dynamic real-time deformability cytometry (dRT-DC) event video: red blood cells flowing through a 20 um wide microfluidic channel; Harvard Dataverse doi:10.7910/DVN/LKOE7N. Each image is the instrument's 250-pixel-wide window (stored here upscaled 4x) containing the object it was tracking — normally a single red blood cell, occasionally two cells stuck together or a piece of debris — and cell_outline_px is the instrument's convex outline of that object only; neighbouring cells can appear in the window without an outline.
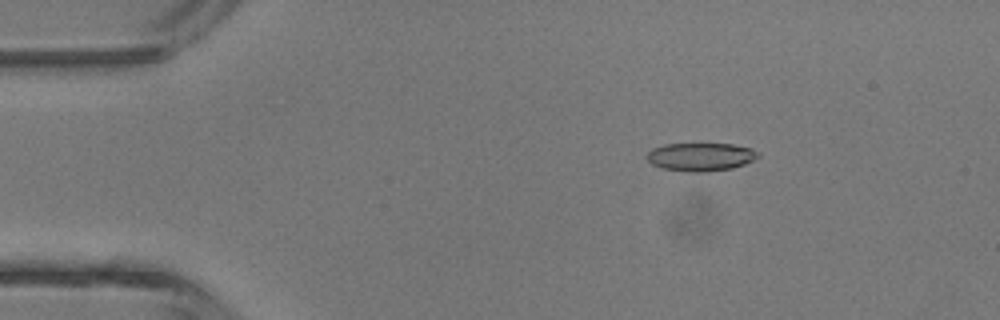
{"species": "common noctule bat (a hibernating species)", "species_latin": "Nyctalus noctula", "temperature_condition": "room temperature", "stored_images_in_passage": 2, "camera_frame_rate_fps": 3000, "um_per_image_px": 0.085, "animal": {"sex": "male", "body_mass_g": 13.3}, "frame": {"image": 1, "passage_image": 1, "time_ms": 0.0, "image_size_px": [1000, 320], "cell_outline_px": [[760, 156], [744, 164], [732, 168], [708, 172], [688, 172], [664, 168], [652, 164], [644, 156], [652, 148], [664, 144], [732, 144], [752, 148], [760, 152]], "centroid_in_image_um": [59.56, 13.33], "position_along_channel_um": 25.4, "area_um2": 18.38}}